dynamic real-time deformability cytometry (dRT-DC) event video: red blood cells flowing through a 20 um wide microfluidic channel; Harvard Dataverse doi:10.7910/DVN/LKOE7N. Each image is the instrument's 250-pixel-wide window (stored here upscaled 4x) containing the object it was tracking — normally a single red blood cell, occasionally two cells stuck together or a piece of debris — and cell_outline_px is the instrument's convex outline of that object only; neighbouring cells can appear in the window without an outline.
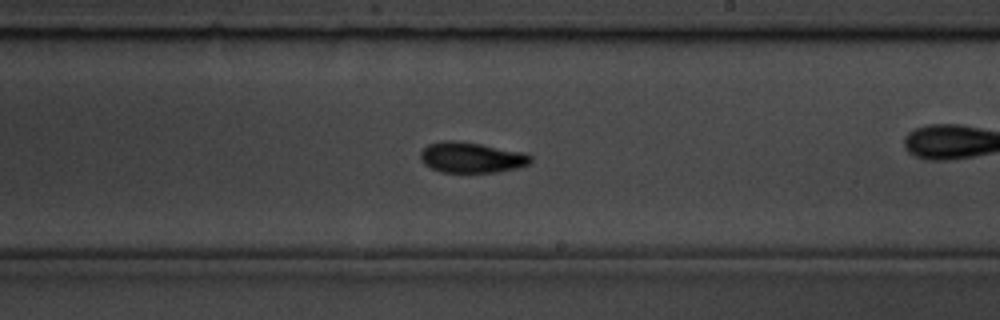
{"species": "common noctule bat (a hibernating species)", "species_latin": "Nyctalus noctula", "temperature_condition": "room temperature", "stored_images_in_passage": 60, "camera_frame_rate_fps": 3000, "um_per_image_px": 0.085, "animal": {"sex": "male", "body_mass_g": 19.5, "forearm_length_mm": 54.6}, "frame": {"image": 1, "passage_image": 35, "time_ms": 11.333, "image_size_px": [1000, 320], "cell_outline_px": [[532, 160], [528, 164], [520, 168], [496, 172], [440, 172], [424, 164], [420, 160], [420, 152], [428, 144], [444, 140], [456, 140], [480, 144], [524, 152], [532, 156]], "centroid_in_image_um": [40.07, 13.38], "position_along_channel_um": 248.9, "area_um2": 19.77}, "authors_computed_cell_mechanics": {"area_um2": 18.6694, "velocity_mm_per_s": 3.4448, "shape_relaxation_time_tau1_ms": 3.065, "shape_relaxation_time_tau2_ms": 5.7274, "deformation_change_tau1": 0.1289, "deformation_change_tau2": 0.1185}}